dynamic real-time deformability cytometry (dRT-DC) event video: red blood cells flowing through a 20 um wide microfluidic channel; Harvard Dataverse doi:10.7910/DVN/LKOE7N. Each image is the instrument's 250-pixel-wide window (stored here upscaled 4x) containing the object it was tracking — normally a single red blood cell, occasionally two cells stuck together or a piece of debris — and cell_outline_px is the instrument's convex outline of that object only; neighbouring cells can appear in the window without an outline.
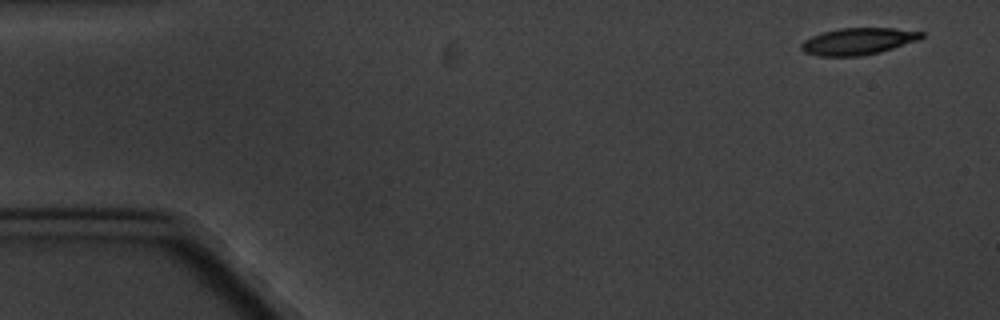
{"species": "common noctule bat (a hibernating species)", "species_latin": "Nyctalus noctula", "temperature_condition": "cold", "stored_images_in_passage": 5, "camera_frame_rate_fps": 3000, "um_per_image_px": 0.085, "animal": {"sex": "male", "body_mass_g": 20.1, "forearm_length_mm": 53.5}, "frame": {"image": 1, "passage_image": 1, "time_ms": 0.0, "image_size_px": [1000, 320], "cell_outline_px": [[924, 36], [920, 40], [880, 52], [860, 56], [820, 56], [804, 52], [800, 48], [800, 44], [804, 40], [812, 36], [824, 32], [840, 28], [896, 28], [924, 32]], "centroid_in_image_um": [72.96, 3.51], "position_along_channel_um": 12.0, "area_um2": 18.84}}
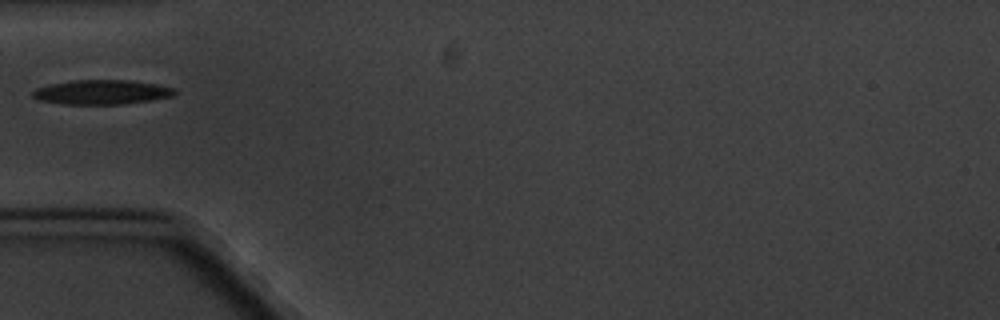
{"frame": {"image": 2, "passage_image": 5, "time_ms": 5.333, "image_size_px": [1000, 320], "cell_outline_px": [[176, 92], [172, 96], [152, 100], [124, 104], [64, 104], [40, 100], [32, 96], [32, 92], [36, 88], [52, 84], [72, 80], [128, 80], [156, 84], [176, 88]], "centroid_in_image_um": [8.67, 7.83], "position_along_channel_um": 76.3, "area_um2": 20.17}}